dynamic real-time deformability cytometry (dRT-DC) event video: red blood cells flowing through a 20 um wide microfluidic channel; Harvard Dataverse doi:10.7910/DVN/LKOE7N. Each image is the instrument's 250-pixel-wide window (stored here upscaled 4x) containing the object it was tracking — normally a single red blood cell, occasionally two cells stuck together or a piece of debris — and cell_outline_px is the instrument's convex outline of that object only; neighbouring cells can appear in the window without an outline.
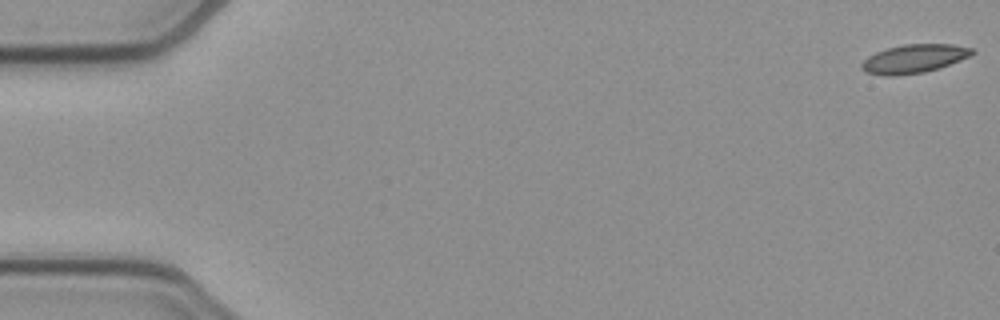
{"species": "common noctule bat (a hibernating species)", "species_latin": "Nyctalus noctula", "temperature_condition": "cold", "stored_images_in_passage": 53, "camera_frame_rate_fps": 3000, "um_per_image_px": 0.085, "animal": {"sex": "female", "body_mass_g": 21.9}, "frame": {"image": 1, "passage_image": 1, "time_ms": 0.0, "image_size_px": [1000, 320], "cell_outline_px": [[976, 52], [960, 60], [940, 68], [924, 72], [896, 76], [884, 76], [864, 72], [860, 68], [860, 64], [868, 56], [876, 52], [888, 48], [904, 44], [952, 44], [976, 48]], "centroid_in_image_um": [77.69, 4.99], "position_along_channel_um": 7.3, "area_um2": 18.61}}
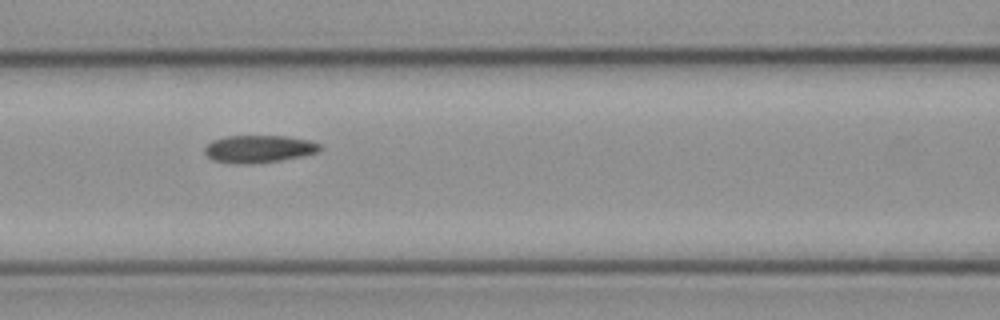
{"frame": {"image": 2, "passage_image": 23, "time_ms": 7.333, "image_size_px": [1000, 320], "cell_outline_px": [[320, 148], [316, 152], [304, 156], [280, 160], [248, 164], [236, 164], [212, 160], [204, 152], [204, 148], [212, 140], [224, 136], [288, 136], [308, 140], [320, 144]], "centroid_in_image_um": [21.96, 12.65], "position_along_channel_um": 144.6, "area_um2": 18.44}}
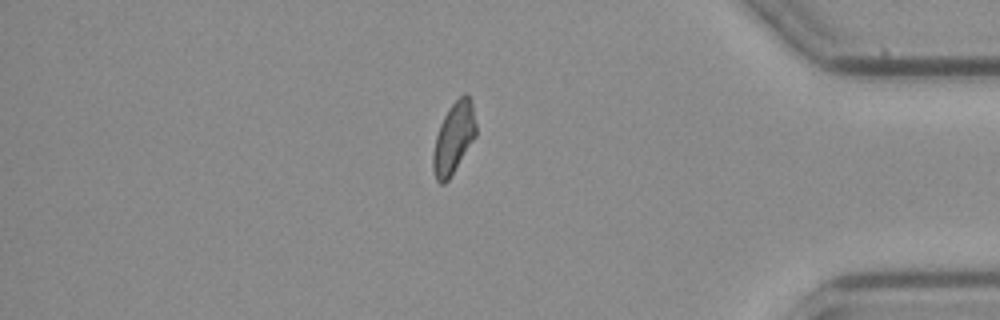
{"frame": {"image": 3, "passage_image": 45, "time_ms": 14.667, "image_size_px": [1000, 320], "cell_outline_px": [[476, 136], [448, 180], [444, 184], [440, 184], [436, 180], [432, 168], [432, 152], [436, 136], [440, 124], [444, 116], [452, 104], [464, 92], [468, 92], [472, 100], [476, 124]], "centroid_in_image_um": [38.56, 11.71], "position_along_channel_um": 396.6, "area_um2": 17.92}, "authors_computed_cell_mechanics": {"area_um2": 18.1492, "velocity_mm_per_s": 3.8973, "shape_relaxation_time_tau1_ms": null, "shape_relaxation_time_tau2_ms": 4.4617, "deformation_change_tau1": null, "deformation_change_tau2": 0.0942}}